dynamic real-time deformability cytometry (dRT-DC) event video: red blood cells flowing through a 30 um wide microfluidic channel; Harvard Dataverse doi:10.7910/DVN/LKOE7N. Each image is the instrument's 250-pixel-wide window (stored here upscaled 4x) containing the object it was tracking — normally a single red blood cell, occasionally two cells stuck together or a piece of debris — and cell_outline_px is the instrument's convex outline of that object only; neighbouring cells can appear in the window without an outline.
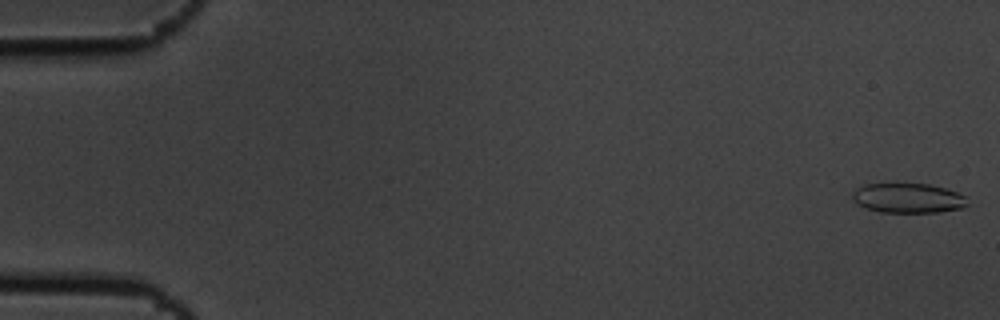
{"species": "common noctule bat (a hibernating species)", "species_latin": "Nyctalus noctula", "temperature_condition": "cold", "stored_images_in_passage": 6, "camera_frame_rate_fps": 3000, "um_per_image_px": 0.085, "animal": {"sex": "male", "body_mass_g": 19.5, "forearm_length_mm": 54.6}, "frame": {"image": 1, "passage_image": 1, "time_ms": 0.0, "image_size_px": [1000, 320], "cell_outline_px": [[968, 204], [964, 208], [940, 212], [880, 212], [864, 208], [852, 200], [852, 192], [856, 188], [864, 184], [896, 180], [928, 184], [944, 188], [956, 192], [964, 196]], "centroid_in_image_um": [77.11, 16.79], "position_along_channel_um": 7.9, "area_um2": 20.87}}